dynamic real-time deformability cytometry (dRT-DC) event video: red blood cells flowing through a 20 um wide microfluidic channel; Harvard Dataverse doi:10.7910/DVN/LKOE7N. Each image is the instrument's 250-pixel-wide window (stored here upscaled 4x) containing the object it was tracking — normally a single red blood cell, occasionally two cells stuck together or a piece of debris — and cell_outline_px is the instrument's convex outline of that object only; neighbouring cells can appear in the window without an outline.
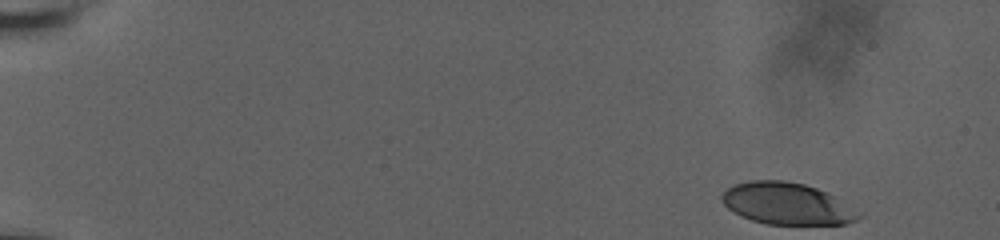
{"species": "human", "species_latin": "Homo sapiens", "temperature_condition": "room temperature", "stored_images_in_passage": 52, "camera_frame_rate_fps": 3000, "um_per_image_px": 0.085, "donor": {"sex": "male"}, "frame": {"image": 1, "passage_image": 1, "time_ms": 0.0, "image_size_px": [1000, 240], "cell_outline_px": [[864, 216], [856, 220], [844, 224], [768, 224], [752, 220], [740, 216], [728, 208], [724, 204], [720, 196], [728, 188], [736, 184], [752, 180], [784, 180], [804, 184], [816, 188], [864, 212]], "centroid_in_image_um": [66.92, 17.32], "position_along_channel_um": 18.1, "area_um2": 33.23}}
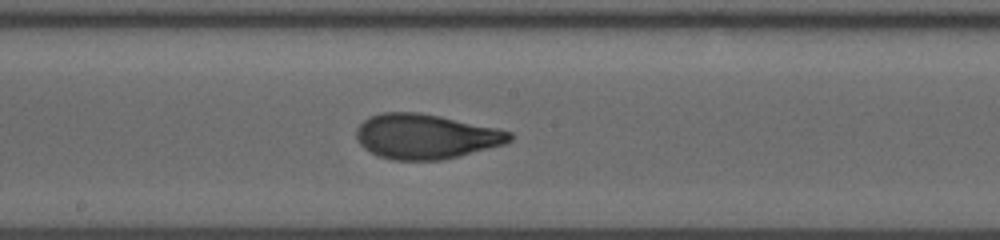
{"frame": {"image": 2, "passage_image": 30, "time_ms": 9.667, "image_size_px": [1000, 240], "cell_outline_px": [[512, 140], [504, 144], [444, 160], [392, 160], [380, 156], [364, 148], [360, 144], [356, 136], [356, 128], [368, 116], [380, 112], [420, 112], [440, 116], [496, 128], [512, 132]], "centroid_in_image_um": [36.16, 11.59], "position_along_channel_um": 212.0, "area_um2": 40.06}}
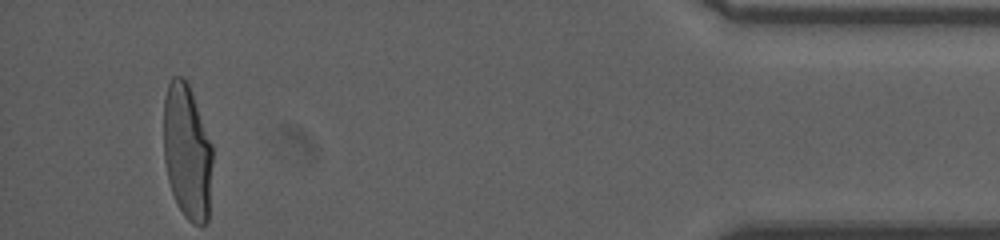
{"frame": {"image": 3, "passage_image": 52, "time_ms": 17.0, "image_size_px": [1000, 240], "cell_outline_px": [[212, 164], [208, 220], [204, 224], [192, 224], [184, 216], [172, 192], [168, 180], [164, 160], [164, 96], [168, 84], [172, 76], [184, 76], [188, 80], [212, 144]], "centroid_in_image_um": [15.91, 12.85], "position_along_channel_um": 419.3, "area_um2": 38.9}, "authors_computed_cell_mechanics": {"area_um2": 38.7838, "velocity_mm_per_s": 3.6528, "shape_relaxation_time_tau1_ms": 5.9997, "shape_relaxation_time_tau2_ms": 0.9291, "deformation_change_tau1": 0.2188, "deformation_change_tau2": 0.0704}}